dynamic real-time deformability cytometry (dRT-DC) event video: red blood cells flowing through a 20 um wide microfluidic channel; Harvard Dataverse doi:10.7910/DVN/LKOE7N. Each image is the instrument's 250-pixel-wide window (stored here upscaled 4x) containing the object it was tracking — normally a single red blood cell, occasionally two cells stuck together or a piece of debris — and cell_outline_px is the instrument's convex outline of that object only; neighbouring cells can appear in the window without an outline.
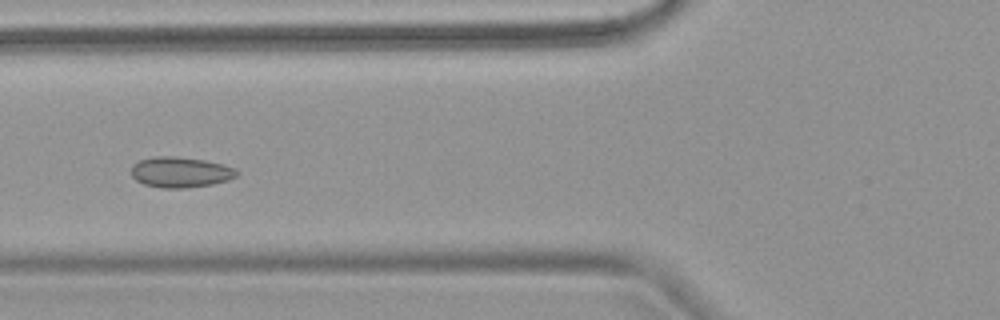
{"species": "common noctule bat (a hibernating species)", "species_latin": "Nyctalus noctula", "temperature_condition": "warm", "stored_images_in_passage": 6, "camera_frame_rate_fps": 3000, "um_per_image_px": 0.085, "animal": {"sex": "female", "body_mass_g": 18.4}, "frame": {"image": 1, "passage_image": 5, "time_ms": 5.333, "image_size_px": [1000, 320], "cell_outline_px": [[240, 172], [236, 176], [228, 180], [212, 184], [184, 188], [160, 188], [144, 184], [136, 180], [132, 176], [132, 164], [140, 160], [152, 156], [172, 156], [204, 160], [236, 168]], "centroid_in_image_um": [15.33, 14.63], "position_along_channel_um": 110.5, "area_um2": 18.79}}
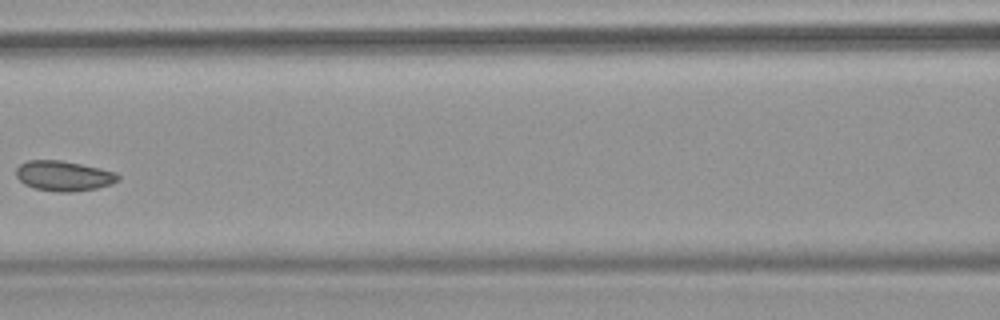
{"frame": {"image": 2, "passage_image": 6, "time_ms": 6.667, "image_size_px": [1000, 320], "cell_outline_px": [[120, 180], [112, 184], [96, 188], [72, 192], [56, 192], [32, 188], [24, 184], [16, 176], [16, 168], [20, 164], [28, 160], [60, 160], [100, 168], [116, 172], [120, 176]], "centroid_in_image_um": [5.41, 14.95], "position_along_channel_um": 161.2, "area_um2": 18.03}}